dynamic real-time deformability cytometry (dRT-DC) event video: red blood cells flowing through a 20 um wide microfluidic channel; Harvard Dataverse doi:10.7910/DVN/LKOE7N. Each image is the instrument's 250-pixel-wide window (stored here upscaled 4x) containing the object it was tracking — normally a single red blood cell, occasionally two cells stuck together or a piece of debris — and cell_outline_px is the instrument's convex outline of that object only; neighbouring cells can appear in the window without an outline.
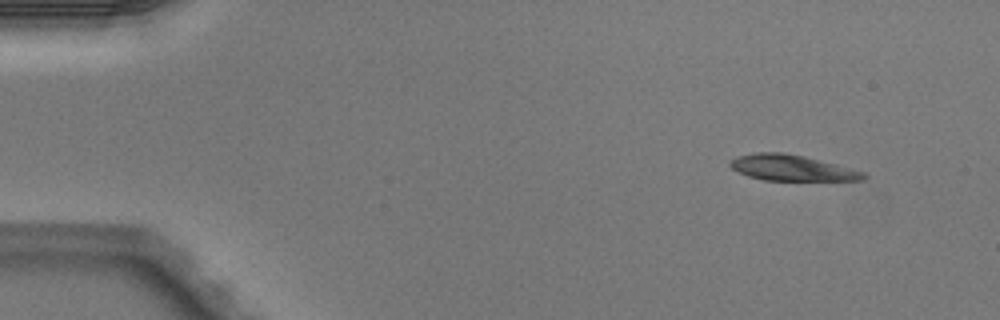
{"species": "Egyptian fruit bat (a non-hibernating species)", "species_latin": "Rousettus aegyptiacus", "temperature_condition": "warm", "stored_images_in_passage": 46, "camera_frame_rate_fps": 3000, "um_per_image_px": 0.085, "animal": {"sex": "male"}, "frame": {"image": 1, "passage_image": 1, "time_ms": 0.0, "image_size_px": [1000, 320], "cell_outline_px": [[868, 176], [864, 180], [764, 180], [748, 176], [732, 168], [728, 164], [728, 160], [736, 156], [756, 152], [784, 152], [804, 156], [868, 172]], "centroid_in_image_um": [67.32, 14.26], "position_along_channel_um": 17.7, "area_um2": 20.23}}
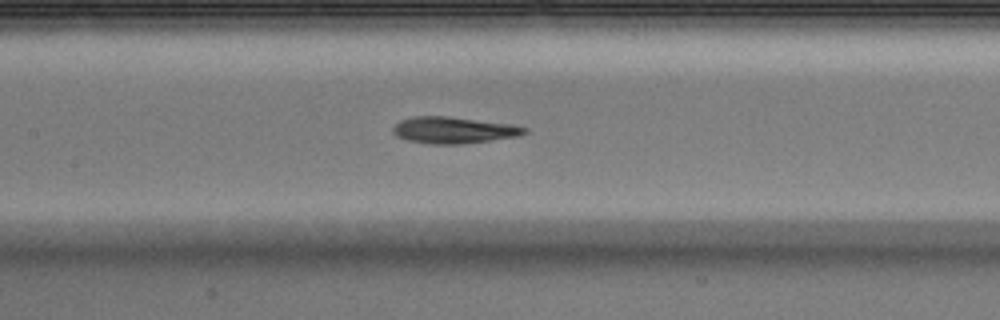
{"frame": {"image": 2, "passage_image": 20, "time_ms": 6.333, "image_size_px": [1000, 320], "cell_outline_px": [[528, 132], [520, 136], [460, 144], [432, 144], [408, 140], [396, 136], [392, 132], [392, 128], [400, 120], [412, 116], [448, 116], [512, 124], [528, 128]], "centroid_in_image_um": [38.56, 11.05], "position_along_channel_um": 168.8, "area_um2": 20.4}}
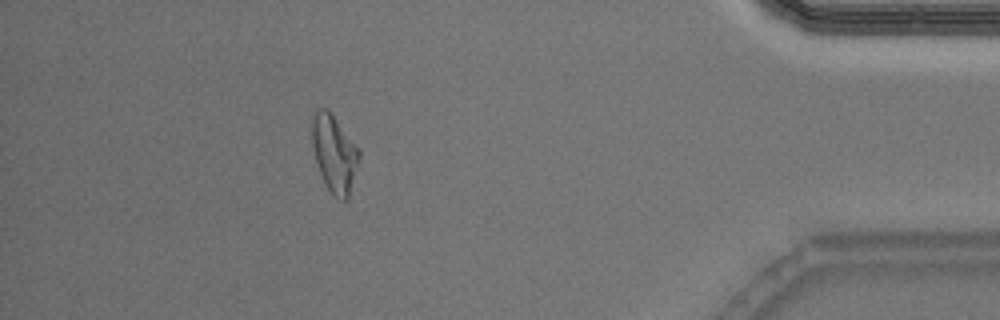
{"frame": {"image": 3, "passage_image": 41, "time_ms": 13.333, "image_size_px": [1000, 320], "cell_outline_px": [[360, 156], [348, 196], [344, 200], [340, 200], [328, 188], [320, 172], [316, 160], [312, 144], [312, 116], [316, 108], [328, 108], [360, 148]], "centroid_in_image_um": [28.42, 12.96], "position_along_channel_um": 406.8, "area_um2": 20.98}, "authors_computed_cell_mechanics": {"area_um2": 20.4901, "velocity_mm_per_s": 4.0509, "shape_relaxation_time_tau1_ms": 3.8398, "shape_relaxation_time_tau2_ms": 3.2423, "deformation_change_tau1": 0.163, "deformation_change_tau2": 0.113}}